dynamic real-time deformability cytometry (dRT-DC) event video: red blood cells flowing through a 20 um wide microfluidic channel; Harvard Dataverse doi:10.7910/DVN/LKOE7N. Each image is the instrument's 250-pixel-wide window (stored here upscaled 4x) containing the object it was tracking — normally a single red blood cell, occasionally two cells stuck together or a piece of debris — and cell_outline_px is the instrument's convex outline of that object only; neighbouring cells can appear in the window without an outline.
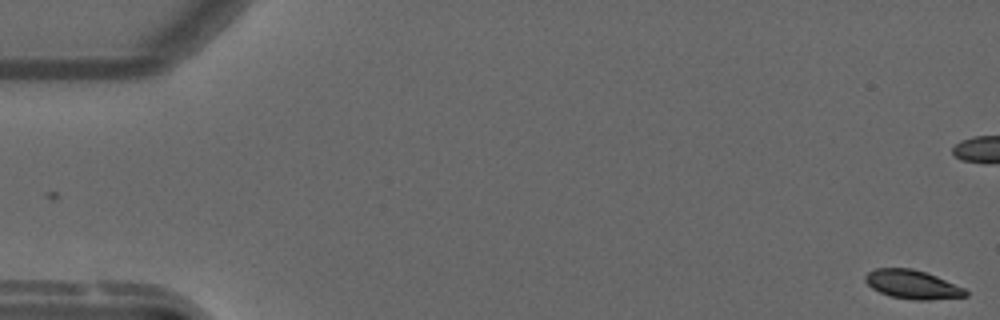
{"species": "common noctule bat (a hibernating species)", "species_latin": "Nyctalus noctula", "temperature_condition": "warm", "stored_images_in_passage": 17, "camera_frame_rate_fps": 3000, "um_per_image_px": 0.085, "animal": {"sex": "male", "forearm_length_mm": 52.5}, "frame": {"image": 1, "passage_image": 1, "time_ms": 0.0, "image_size_px": [1000, 320], "cell_outline_px": [[968, 296], [928, 300], [916, 300], [892, 296], [880, 292], [872, 288], [864, 280], [864, 276], [868, 272], [876, 268], [912, 268], [936, 276], [964, 288], [968, 292]], "centroid_in_image_um": [77.55, 24.17], "position_along_channel_um": 7.5, "area_um2": 16.65}}